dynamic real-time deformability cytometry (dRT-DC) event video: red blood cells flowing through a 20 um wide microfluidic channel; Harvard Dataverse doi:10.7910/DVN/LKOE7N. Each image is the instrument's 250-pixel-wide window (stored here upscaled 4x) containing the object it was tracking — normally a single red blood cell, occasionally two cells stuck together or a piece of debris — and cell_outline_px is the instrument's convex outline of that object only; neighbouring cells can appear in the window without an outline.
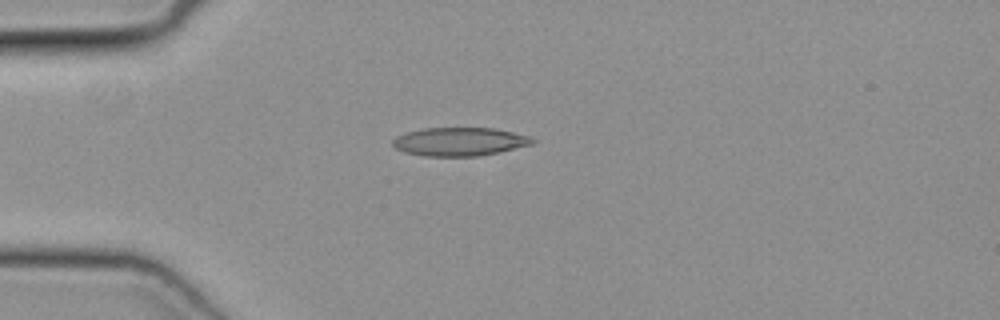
{"species": "common noctule bat (a hibernating species)", "species_latin": "Nyctalus noctula", "temperature_condition": "cold", "stored_images_in_passage": 37, "camera_frame_rate_fps": 3000, "um_per_image_px": 0.085, "animal": {"sex": "female", "body_mass_g": 19.3, "forearm_length_mm": 54.1}, "frame": {"image": 1, "passage_image": 1, "time_ms": 0.0, "image_size_px": [1000, 320], "cell_outline_px": [[536, 140], [532, 144], [480, 156], [424, 156], [404, 152], [396, 148], [392, 144], [392, 140], [396, 136], [408, 132], [424, 128], [492, 128], [512, 132], [528, 136]], "centroid_in_image_um": [39.03, 12.04], "position_along_channel_um": 46.0, "area_um2": 22.95}}
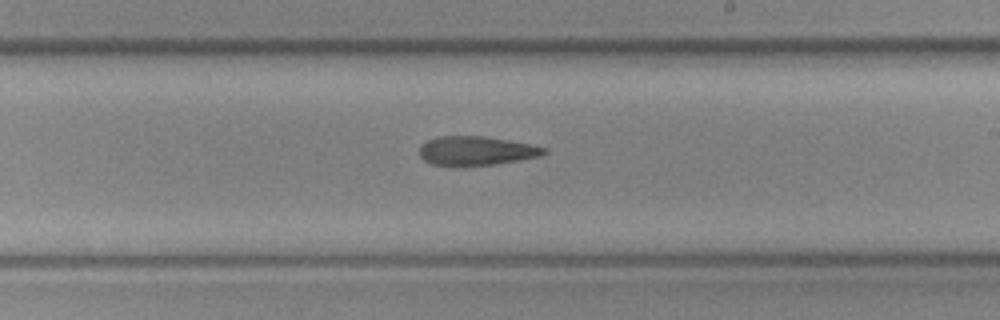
{"frame": {"image": 2, "passage_image": 17, "time_ms": 5.333, "image_size_px": [1000, 320], "cell_outline_px": [[548, 152], [540, 156], [520, 160], [496, 164], [456, 168], [432, 164], [424, 160], [420, 156], [420, 148], [428, 140], [436, 136], [484, 136], [508, 140], [548, 148]], "centroid_in_image_um": [40.47, 12.85], "position_along_channel_um": 248.5, "area_um2": 21.5}}
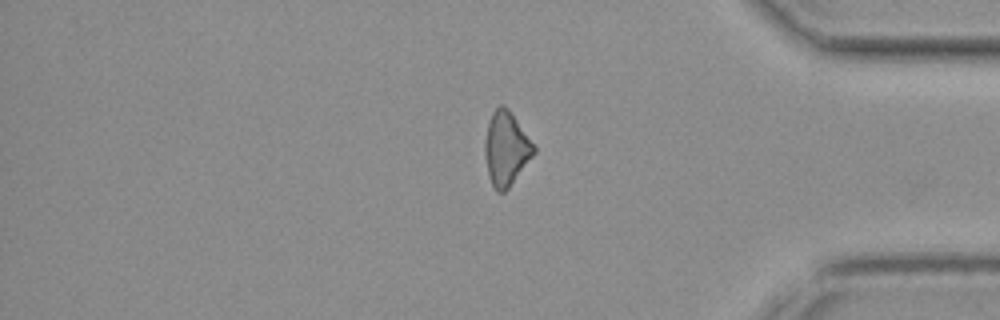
{"frame": {"image": 3, "passage_image": 29, "time_ms": 9.333, "image_size_px": [1000, 320], "cell_outline_px": [[536, 152], [508, 188], [504, 192], [496, 192], [492, 184], [488, 172], [484, 152], [484, 140], [488, 124], [492, 112], [500, 104], [504, 104], [508, 108], [536, 148]], "centroid_in_image_um": [43.0, 12.62], "position_along_channel_um": 392.2, "area_um2": 20.81}}